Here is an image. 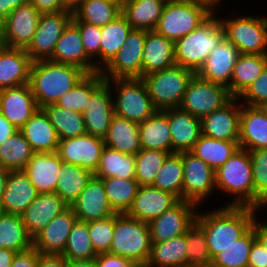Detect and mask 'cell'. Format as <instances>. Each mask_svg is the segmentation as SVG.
Here are the masks:
<instances>
[{
    "mask_svg": "<svg viewBox=\"0 0 267 267\" xmlns=\"http://www.w3.org/2000/svg\"><path fill=\"white\" fill-rule=\"evenodd\" d=\"M141 149H153L172 154V140L168 123V109L156 111L139 123Z\"/></svg>",
    "mask_w": 267,
    "mask_h": 267,
    "instance_id": "836d02e7",
    "label": "cell"
},
{
    "mask_svg": "<svg viewBox=\"0 0 267 267\" xmlns=\"http://www.w3.org/2000/svg\"><path fill=\"white\" fill-rule=\"evenodd\" d=\"M38 109L29 84L0 90V113L18 130Z\"/></svg>",
    "mask_w": 267,
    "mask_h": 267,
    "instance_id": "7402d4cb",
    "label": "cell"
},
{
    "mask_svg": "<svg viewBox=\"0 0 267 267\" xmlns=\"http://www.w3.org/2000/svg\"><path fill=\"white\" fill-rule=\"evenodd\" d=\"M215 186L217 191L233 195L232 201L226 206L254 208L252 163L248 150L238 148L221 167L215 170Z\"/></svg>",
    "mask_w": 267,
    "mask_h": 267,
    "instance_id": "277c9868",
    "label": "cell"
},
{
    "mask_svg": "<svg viewBox=\"0 0 267 267\" xmlns=\"http://www.w3.org/2000/svg\"><path fill=\"white\" fill-rule=\"evenodd\" d=\"M213 12L204 23L174 42L176 65L195 74L204 65L211 50L225 37L220 17Z\"/></svg>",
    "mask_w": 267,
    "mask_h": 267,
    "instance_id": "3957f363",
    "label": "cell"
},
{
    "mask_svg": "<svg viewBox=\"0 0 267 267\" xmlns=\"http://www.w3.org/2000/svg\"><path fill=\"white\" fill-rule=\"evenodd\" d=\"M70 207L77 220L82 222L102 220L116 214L108 202L102 180L95 176Z\"/></svg>",
    "mask_w": 267,
    "mask_h": 267,
    "instance_id": "44dd1931",
    "label": "cell"
},
{
    "mask_svg": "<svg viewBox=\"0 0 267 267\" xmlns=\"http://www.w3.org/2000/svg\"><path fill=\"white\" fill-rule=\"evenodd\" d=\"M104 143L106 147L124 154L136 155L141 150L139 123L114 114Z\"/></svg>",
    "mask_w": 267,
    "mask_h": 267,
    "instance_id": "d6a6232c",
    "label": "cell"
},
{
    "mask_svg": "<svg viewBox=\"0 0 267 267\" xmlns=\"http://www.w3.org/2000/svg\"><path fill=\"white\" fill-rule=\"evenodd\" d=\"M257 219L258 217L254 220V234L256 240L267 250V222H258Z\"/></svg>",
    "mask_w": 267,
    "mask_h": 267,
    "instance_id": "003e7915",
    "label": "cell"
},
{
    "mask_svg": "<svg viewBox=\"0 0 267 267\" xmlns=\"http://www.w3.org/2000/svg\"><path fill=\"white\" fill-rule=\"evenodd\" d=\"M48 115L59 139L73 138L86 134L82 113L60 108L54 104L42 108Z\"/></svg>",
    "mask_w": 267,
    "mask_h": 267,
    "instance_id": "7dc6e473",
    "label": "cell"
},
{
    "mask_svg": "<svg viewBox=\"0 0 267 267\" xmlns=\"http://www.w3.org/2000/svg\"><path fill=\"white\" fill-rule=\"evenodd\" d=\"M30 3L40 13H58L61 11H67L60 0H30Z\"/></svg>",
    "mask_w": 267,
    "mask_h": 267,
    "instance_id": "6125c7cd",
    "label": "cell"
},
{
    "mask_svg": "<svg viewBox=\"0 0 267 267\" xmlns=\"http://www.w3.org/2000/svg\"><path fill=\"white\" fill-rule=\"evenodd\" d=\"M37 267H67V260L62 255L39 254Z\"/></svg>",
    "mask_w": 267,
    "mask_h": 267,
    "instance_id": "be15d7a7",
    "label": "cell"
},
{
    "mask_svg": "<svg viewBox=\"0 0 267 267\" xmlns=\"http://www.w3.org/2000/svg\"><path fill=\"white\" fill-rule=\"evenodd\" d=\"M196 1H201L203 3H206L214 10V12H218V10L216 11V9H218V6H221L220 3L223 0H196Z\"/></svg>",
    "mask_w": 267,
    "mask_h": 267,
    "instance_id": "753ad0ef",
    "label": "cell"
},
{
    "mask_svg": "<svg viewBox=\"0 0 267 267\" xmlns=\"http://www.w3.org/2000/svg\"><path fill=\"white\" fill-rule=\"evenodd\" d=\"M232 98L227 87L194 74L187 85L179 108L202 119L222 108Z\"/></svg>",
    "mask_w": 267,
    "mask_h": 267,
    "instance_id": "30bf717a",
    "label": "cell"
},
{
    "mask_svg": "<svg viewBox=\"0 0 267 267\" xmlns=\"http://www.w3.org/2000/svg\"><path fill=\"white\" fill-rule=\"evenodd\" d=\"M48 60L78 66L86 73L100 72L95 67L94 61L86 54L79 28L72 20L63 30Z\"/></svg>",
    "mask_w": 267,
    "mask_h": 267,
    "instance_id": "ffe728a7",
    "label": "cell"
},
{
    "mask_svg": "<svg viewBox=\"0 0 267 267\" xmlns=\"http://www.w3.org/2000/svg\"><path fill=\"white\" fill-rule=\"evenodd\" d=\"M256 237L252 227L233 245L212 258L210 267H248L249 254Z\"/></svg>",
    "mask_w": 267,
    "mask_h": 267,
    "instance_id": "681fc988",
    "label": "cell"
},
{
    "mask_svg": "<svg viewBox=\"0 0 267 267\" xmlns=\"http://www.w3.org/2000/svg\"><path fill=\"white\" fill-rule=\"evenodd\" d=\"M240 51L224 37L208 55L204 65L196 73L200 78L223 85L230 93V80Z\"/></svg>",
    "mask_w": 267,
    "mask_h": 267,
    "instance_id": "ac0fdd59",
    "label": "cell"
},
{
    "mask_svg": "<svg viewBox=\"0 0 267 267\" xmlns=\"http://www.w3.org/2000/svg\"><path fill=\"white\" fill-rule=\"evenodd\" d=\"M186 234L163 242H151L145 267H187Z\"/></svg>",
    "mask_w": 267,
    "mask_h": 267,
    "instance_id": "d590c367",
    "label": "cell"
},
{
    "mask_svg": "<svg viewBox=\"0 0 267 267\" xmlns=\"http://www.w3.org/2000/svg\"><path fill=\"white\" fill-rule=\"evenodd\" d=\"M238 148L239 145L236 142L221 141L201 135L190 152L203 160L215 171L221 167Z\"/></svg>",
    "mask_w": 267,
    "mask_h": 267,
    "instance_id": "f6af8a7d",
    "label": "cell"
},
{
    "mask_svg": "<svg viewBox=\"0 0 267 267\" xmlns=\"http://www.w3.org/2000/svg\"><path fill=\"white\" fill-rule=\"evenodd\" d=\"M104 147V138L86 133L60 139L56 153L63 162L80 166L94 174Z\"/></svg>",
    "mask_w": 267,
    "mask_h": 267,
    "instance_id": "2e32d148",
    "label": "cell"
},
{
    "mask_svg": "<svg viewBox=\"0 0 267 267\" xmlns=\"http://www.w3.org/2000/svg\"><path fill=\"white\" fill-rule=\"evenodd\" d=\"M248 267H267V250L256 239L249 254Z\"/></svg>",
    "mask_w": 267,
    "mask_h": 267,
    "instance_id": "94428289",
    "label": "cell"
},
{
    "mask_svg": "<svg viewBox=\"0 0 267 267\" xmlns=\"http://www.w3.org/2000/svg\"><path fill=\"white\" fill-rule=\"evenodd\" d=\"M105 82L100 72L87 73L73 88L62 95L54 105L78 113L84 112L90 96Z\"/></svg>",
    "mask_w": 267,
    "mask_h": 267,
    "instance_id": "b9f144b4",
    "label": "cell"
},
{
    "mask_svg": "<svg viewBox=\"0 0 267 267\" xmlns=\"http://www.w3.org/2000/svg\"><path fill=\"white\" fill-rule=\"evenodd\" d=\"M33 246V239L27 233L19 214L0 211V249L22 252Z\"/></svg>",
    "mask_w": 267,
    "mask_h": 267,
    "instance_id": "ab89813d",
    "label": "cell"
},
{
    "mask_svg": "<svg viewBox=\"0 0 267 267\" xmlns=\"http://www.w3.org/2000/svg\"><path fill=\"white\" fill-rule=\"evenodd\" d=\"M183 185V162L182 152L170 154L163 166L157 173L153 187L166 191L174 195L178 200H182Z\"/></svg>",
    "mask_w": 267,
    "mask_h": 267,
    "instance_id": "c3c4849f",
    "label": "cell"
},
{
    "mask_svg": "<svg viewBox=\"0 0 267 267\" xmlns=\"http://www.w3.org/2000/svg\"><path fill=\"white\" fill-rule=\"evenodd\" d=\"M94 176L97 178H135V155H127L105 146Z\"/></svg>",
    "mask_w": 267,
    "mask_h": 267,
    "instance_id": "7bdbcfd3",
    "label": "cell"
},
{
    "mask_svg": "<svg viewBox=\"0 0 267 267\" xmlns=\"http://www.w3.org/2000/svg\"><path fill=\"white\" fill-rule=\"evenodd\" d=\"M114 115L111 86L105 81L91 96L82 112L87 134L104 138Z\"/></svg>",
    "mask_w": 267,
    "mask_h": 267,
    "instance_id": "d6986e66",
    "label": "cell"
},
{
    "mask_svg": "<svg viewBox=\"0 0 267 267\" xmlns=\"http://www.w3.org/2000/svg\"><path fill=\"white\" fill-rule=\"evenodd\" d=\"M97 267H141L135 261L111 253H99L95 257Z\"/></svg>",
    "mask_w": 267,
    "mask_h": 267,
    "instance_id": "680465c9",
    "label": "cell"
},
{
    "mask_svg": "<svg viewBox=\"0 0 267 267\" xmlns=\"http://www.w3.org/2000/svg\"><path fill=\"white\" fill-rule=\"evenodd\" d=\"M122 12L119 3L108 0H82L72 12L73 22H86L102 27L114 20Z\"/></svg>",
    "mask_w": 267,
    "mask_h": 267,
    "instance_id": "60d3db41",
    "label": "cell"
},
{
    "mask_svg": "<svg viewBox=\"0 0 267 267\" xmlns=\"http://www.w3.org/2000/svg\"><path fill=\"white\" fill-rule=\"evenodd\" d=\"M175 64L174 41L158 34L155 30L146 31L142 55V77Z\"/></svg>",
    "mask_w": 267,
    "mask_h": 267,
    "instance_id": "f546056e",
    "label": "cell"
},
{
    "mask_svg": "<svg viewBox=\"0 0 267 267\" xmlns=\"http://www.w3.org/2000/svg\"><path fill=\"white\" fill-rule=\"evenodd\" d=\"M133 28L121 13L114 20L101 27L100 71L113 59L125 44Z\"/></svg>",
    "mask_w": 267,
    "mask_h": 267,
    "instance_id": "f35d334b",
    "label": "cell"
},
{
    "mask_svg": "<svg viewBox=\"0 0 267 267\" xmlns=\"http://www.w3.org/2000/svg\"><path fill=\"white\" fill-rule=\"evenodd\" d=\"M40 15L31 3L15 8L0 23V45L26 50L33 40Z\"/></svg>",
    "mask_w": 267,
    "mask_h": 267,
    "instance_id": "4fadbf2b",
    "label": "cell"
},
{
    "mask_svg": "<svg viewBox=\"0 0 267 267\" xmlns=\"http://www.w3.org/2000/svg\"><path fill=\"white\" fill-rule=\"evenodd\" d=\"M39 254L40 252L33 246L28 250L17 252L11 267H37Z\"/></svg>",
    "mask_w": 267,
    "mask_h": 267,
    "instance_id": "91938a15",
    "label": "cell"
},
{
    "mask_svg": "<svg viewBox=\"0 0 267 267\" xmlns=\"http://www.w3.org/2000/svg\"><path fill=\"white\" fill-rule=\"evenodd\" d=\"M197 207L192 202L179 200L169 210L150 221L151 242H163L186 234L196 220Z\"/></svg>",
    "mask_w": 267,
    "mask_h": 267,
    "instance_id": "9a60e30c",
    "label": "cell"
},
{
    "mask_svg": "<svg viewBox=\"0 0 267 267\" xmlns=\"http://www.w3.org/2000/svg\"><path fill=\"white\" fill-rule=\"evenodd\" d=\"M145 40V30L132 29L125 44L100 71L103 78H142V55Z\"/></svg>",
    "mask_w": 267,
    "mask_h": 267,
    "instance_id": "7c38bea8",
    "label": "cell"
},
{
    "mask_svg": "<svg viewBox=\"0 0 267 267\" xmlns=\"http://www.w3.org/2000/svg\"><path fill=\"white\" fill-rule=\"evenodd\" d=\"M105 81L109 86L115 85L113 89L111 87L112 92L115 91L117 94L116 96L112 93L114 114L140 123L157 111L142 78H117Z\"/></svg>",
    "mask_w": 267,
    "mask_h": 267,
    "instance_id": "ba28073f",
    "label": "cell"
},
{
    "mask_svg": "<svg viewBox=\"0 0 267 267\" xmlns=\"http://www.w3.org/2000/svg\"><path fill=\"white\" fill-rule=\"evenodd\" d=\"M105 188L108 202L115 213L126 214L139 188L135 178H100Z\"/></svg>",
    "mask_w": 267,
    "mask_h": 267,
    "instance_id": "ee69618b",
    "label": "cell"
},
{
    "mask_svg": "<svg viewBox=\"0 0 267 267\" xmlns=\"http://www.w3.org/2000/svg\"><path fill=\"white\" fill-rule=\"evenodd\" d=\"M32 62L24 49L0 45V90L29 84Z\"/></svg>",
    "mask_w": 267,
    "mask_h": 267,
    "instance_id": "83f0119b",
    "label": "cell"
},
{
    "mask_svg": "<svg viewBox=\"0 0 267 267\" xmlns=\"http://www.w3.org/2000/svg\"><path fill=\"white\" fill-rule=\"evenodd\" d=\"M187 267H210V256L203 228L196 222L186 231Z\"/></svg>",
    "mask_w": 267,
    "mask_h": 267,
    "instance_id": "f5cc1de1",
    "label": "cell"
},
{
    "mask_svg": "<svg viewBox=\"0 0 267 267\" xmlns=\"http://www.w3.org/2000/svg\"><path fill=\"white\" fill-rule=\"evenodd\" d=\"M72 20V12L41 13L33 40L25 50L32 61L48 60L63 30Z\"/></svg>",
    "mask_w": 267,
    "mask_h": 267,
    "instance_id": "5bb4252c",
    "label": "cell"
},
{
    "mask_svg": "<svg viewBox=\"0 0 267 267\" xmlns=\"http://www.w3.org/2000/svg\"><path fill=\"white\" fill-rule=\"evenodd\" d=\"M76 221L77 217L72 208L68 207L33 238V247L40 254L61 255Z\"/></svg>",
    "mask_w": 267,
    "mask_h": 267,
    "instance_id": "d4e9b609",
    "label": "cell"
},
{
    "mask_svg": "<svg viewBox=\"0 0 267 267\" xmlns=\"http://www.w3.org/2000/svg\"><path fill=\"white\" fill-rule=\"evenodd\" d=\"M182 162V200L200 207L216 191L215 171L190 151L182 152Z\"/></svg>",
    "mask_w": 267,
    "mask_h": 267,
    "instance_id": "8fae6325",
    "label": "cell"
},
{
    "mask_svg": "<svg viewBox=\"0 0 267 267\" xmlns=\"http://www.w3.org/2000/svg\"><path fill=\"white\" fill-rule=\"evenodd\" d=\"M55 193L70 207L85 189L94 174L67 162L61 163Z\"/></svg>",
    "mask_w": 267,
    "mask_h": 267,
    "instance_id": "74e56055",
    "label": "cell"
},
{
    "mask_svg": "<svg viewBox=\"0 0 267 267\" xmlns=\"http://www.w3.org/2000/svg\"><path fill=\"white\" fill-rule=\"evenodd\" d=\"M30 3V0H0V23L19 6Z\"/></svg>",
    "mask_w": 267,
    "mask_h": 267,
    "instance_id": "e7e4bbea",
    "label": "cell"
},
{
    "mask_svg": "<svg viewBox=\"0 0 267 267\" xmlns=\"http://www.w3.org/2000/svg\"><path fill=\"white\" fill-rule=\"evenodd\" d=\"M19 131L0 113V144Z\"/></svg>",
    "mask_w": 267,
    "mask_h": 267,
    "instance_id": "03108f58",
    "label": "cell"
},
{
    "mask_svg": "<svg viewBox=\"0 0 267 267\" xmlns=\"http://www.w3.org/2000/svg\"><path fill=\"white\" fill-rule=\"evenodd\" d=\"M165 2L182 1V0H164Z\"/></svg>",
    "mask_w": 267,
    "mask_h": 267,
    "instance_id": "b9fcfbb0",
    "label": "cell"
},
{
    "mask_svg": "<svg viewBox=\"0 0 267 267\" xmlns=\"http://www.w3.org/2000/svg\"><path fill=\"white\" fill-rule=\"evenodd\" d=\"M16 252L0 249V267H11Z\"/></svg>",
    "mask_w": 267,
    "mask_h": 267,
    "instance_id": "a7ac6f4b",
    "label": "cell"
},
{
    "mask_svg": "<svg viewBox=\"0 0 267 267\" xmlns=\"http://www.w3.org/2000/svg\"><path fill=\"white\" fill-rule=\"evenodd\" d=\"M63 7L70 12H73L82 0H60Z\"/></svg>",
    "mask_w": 267,
    "mask_h": 267,
    "instance_id": "8c879c8a",
    "label": "cell"
},
{
    "mask_svg": "<svg viewBox=\"0 0 267 267\" xmlns=\"http://www.w3.org/2000/svg\"><path fill=\"white\" fill-rule=\"evenodd\" d=\"M239 148H267V118L258 107L241 104Z\"/></svg>",
    "mask_w": 267,
    "mask_h": 267,
    "instance_id": "4dcf8cb0",
    "label": "cell"
},
{
    "mask_svg": "<svg viewBox=\"0 0 267 267\" xmlns=\"http://www.w3.org/2000/svg\"><path fill=\"white\" fill-rule=\"evenodd\" d=\"M86 74L80 67L72 64L56 63L50 60L33 61L29 86L39 109L55 104Z\"/></svg>",
    "mask_w": 267,
    "mask_h": 267,
    "instance_id": "7a4b0ae2",
    "label": "cell"
},
{
    "mask_svg": "<svg viewBox=\"0 0 267 267\" xmlns=\"http://www.w3.org/2000/svg\"><path fill=\"white\" fill-rule=\"evenodd\" d=\"M238 99L241 104L251 107H258L267 102V65L259 77L248 86Z\"/></svg>",
    "mask_w": 267,
    "mask_h": 267,
    "instance_id": "6f0895ef",
    "label": "cell"
},
{
    "mask_svg": "<svg viewBox=\"0 0 267 267\" xmlns=\"http://www.w3.org/2000/svg\"><path fill=\"white\" fill-rule=\"evenodd\" d=\"M38 195L39 192L23 170L9 171L0 211L21 215Z\"/></svg>",
    "mask_w": 267,
    "mask_h": 267,
    "instance_id": "484cf974",
    "label": "cell"
},
{
    "mask_svg": "<svg viewBox=\"0 0 267 267\" xmlns=\"http://www.w3.org/2000/svg\"><path fill=\"white\" fill-rule=\"evenodd\" d=\"M225 37L241 54L267 55V16L222 19Z\"/></svg>",
    "mask_w": 267,
    "mask_h": 267,
    "instance_id": "9c48e42d",
    "label": "cell"
},
{
    "mask_svg": "<svg viewBox=\"0 0 267 267\" xmlns=\"http://www.w3.org/2000/svg\"><path fill=\"white\" fill-rule=\"evenodd\" d=\"M108 1L119 3L122 6L124 0H108Z\"/></svg>",
    "mask_w": 267,
    "mask_h": 267,
    "instance_id": "2a66077c",
    "label": "cell"
},
{
    "mask_svg": "<svg viewBox=\"0 0 267 267\" xmlns=\"http://www.w3.org/2000/svg\"><path fill=\"white\" fill-rule=\"evenodd\" d=\"M35 152L20 131L0 144V166L9 171L23 170Z\"/></svg>",
    "mask_w": 267,
    "mask_h": 267,
    "instance_id": "bcb514c9",
    "label": "cell"
},
{
    "mask_svg": "<svg viewBox=\"0 0 267 267\" xmlns=\"http://www.w3.org/2000/svg\"><path fill=\"white\" fill-rule=\"evenodd\" d=\"M67 267H97L95 258L89 260L67 261Z\"/></svg>",
    "mask_w": 267,
    "mask_h": 267,
    "instance_id": "89a4df30",
    "label": "cell"
},
{
    "mask_svg": "<svg viewBox=\"0 0 267 267\" xmlns=\"http://www.w3.org/2000/svg\"><path fill=\"white\" fill-rule=\"evenodd\" d=\"M164 0H124L122 14L133 29L155 30L164 5Z\"/></svg>",
    "mask_w": 267,
    "mask_h": 267,
    "instance_id": "e575fe53",
    "label": "cell"
},
{
    "mask_svg": "<svg viewBox=\"0 0 267 267\" xmlns=\"http://www.w3.org/2000/svg\"><path fill=\"white\" fill-rule=\"evenodd\" d=\"M258 209L247 206H224L197 212L196 222L203 228L210 256L226 250L253 225Z\"/></svg>",
    "mask_w": 267,
    "mask_h": 267,
    "instance_id": "6da1fadb",
    "label": "cell"
},
{
    "mask_svg": "<svg viewBox=\"0 0 267 267\" xmlns=\"http://www.w3.org/2000/svg\"><path fill=\"white\" fill-rule=\"evenodd\" d=\"M172 154L189 152L202 135L201 119L180 108L168 109Z\"/></svg>",
    "mask_w": 267,
    "mask_h": 267,
    "instance_id": "4316f807",
    "label": "cell"
},
{
    "mask_svg": "<svg viewBox=\"0 0 267 267\" xmlns=\"http://www.w3.org/2000/svg\"><path fill=\"white\" fill-rule=\"evenodd\" d=\"M67 261L89 260L98 254L89 237L88 222L76 221L69 233L66 247L61 254Z\"/></svg>",
    "mask_w": 267,
    "mask_h": 267,
    "instance_id": "f907efd6",
    "label": "cell"
},
{
    "mask_svg": "<svg viewBox=\"0 0 267 267\" xmlns=\"http://www.w3.org/2000/svg\"><path fill=\"white\" fill-rule=\"evenodd\" d=\"M61 163L56 152L34 153L23 171L39 193H54Z\"/></svg>",
    "mask_w": 267,
    "mask_h": 267,
    "instance_id": "f1b7e54d",
    "label": "cell"
},
{
    "mask_svg": "<svg viewBox=\"0 0 267 267\" xmlns=\"http://www.w3.org/2000/svg\"><path fill=\"white\" fill-rule=\"evenodd\" d=\"M88 231L95 252H109L114 234V215L102 220L89 221Z\"/></svg>",
    "mask_w": 267,
    "mask_h": 267,
    "instance_id": "11a10c76",
    "label": "cell"
},
{
    "mask_svg": "<svg viewBox=\"0 0 267 267\" xmlns=\"http://www.w3.org/2000/svg\"><path fill=\"white\" fill-rule=\"evenodd\" d=\"M69 206L57 193H39L21 214L27 233L33 239Z\"/></svg>",
    "mask_w": 267,
    "mask_h": 267,
    "instance_id": "603a6c76",
    "label": "cell"
},
{
    "mask_svg": "<svg viewBox=\"0 0 267 267\" xmlns=\"http://www.w3.org/2000/svg\"><path fill=\"white\" fill-rule=\"evenodd\" d=\"M19 131L35 153L56 152L60 139L43 109H38Z\"/></svg>",
    "mask_w": 267,
    "mask_h": 267,
    "instance_id": "1f68e13d",
    "label": "cell"
},
{
    "mask_svg": "<svg viewBox=\"0 0 267 267\" xmlns=\"http://www.w3.org/2000/svg\"><path fill=\"white\" fill-rule=\"evenodd\" d=\"M195 73L179 65L142 77L157 111L179 108L187 85Z\"/></svg>",
    "mask_w": 267,
    "mask_h": 267,
    "instance_id": "52a82bcc",
    "label": "cell"
},
{
    "mask_svg": "<svg viewBox=\"0 0 267 267\" xmlns=\"http://www.w3.org/2000/svg\"><path fill=\"white\" fill-rule=\"evenodd\" d=\"M8 175H9V170L4 169L3 167L0 166V202H1V199L4 193L5 184H6Z\"/></svg>",
    "mask_w": 267,
    "mask_h": 267,
    "instance_id": "2644e50d",
    "label": "cell"
},
{
    "mask_svg": "<svg viewBox=\"0 0 267 267\" xmlns=\"http://www.w3.org/2000/svg\"><path fill=\"white\" fill-rule=\"evenodd\" d=\"M267 55L240 54L230 80V95L238 98L262 73Z\"/></svg>",
    "mask_w": 267,
    "mask_h": 267,
    "instance_id": "8d00e7d4",
    "label": "cell"
},
{
    "mask_svg": "<svg viewBox=\"0 0 267 267\" xmlns=\"http://www.w3.org/2000/svg\"><path fill=\"white\" fill-rule=\"evenodd\" d=\"M262 207H263L264 209L267 210V199H266L265 201L262 202L260 208L262 209ZM266 213H267V212H266Z\"/></svg>",
    "mask_w": 267,
    "mask_h": 267,
    "instance_id": "11e5206c",
    "label": "cell"
},
{
    "mask_svg": "<svg viewBox=\"0 0 267 267\" xmlns=\"http://www.w3.org/2000/svg\"><path fill=\"white\" fill-rule=\"evenodd\" d=\"M170 154L160 150L141 149L135 155V179L139 186L153 185L158 171Z\"/></svg>",
    "mask_w": 267,
    "mask_h": 267,
    "instance_id": "816d5d0a",
    "label": "cell"
},
{
    "mask_svg": "<svg viewBox=\"0 0 267 267\" xmlns=\"http://www.w3.org/2000/svg\"><path fill=\"white\" fill-rule=\"evenodd\" d=\"M179 200L169 192L152 185L139 186L133 203L126 215L149 223L174 206Z\"/></svg>",
    "mask_w": 267,
    "mask_h": 267,
    "instance_id": "cb8c5ba5",
    "label": "cell"
},
{
    "mask_svg": "<svg viewBox=\"0 0 267 267\" xmlns=\"http://www.w3.org/2000/svg\"><path fill=\"white\" fill-rule=\"evenodd\" d=\"M232 98L222 108L201 119L202 135L239 145L241 102Z\"/></svg>",
    "mask_w": 267,
    "mask_h": 267,
    "instance_id": "e0dca14e",
    "label": "cell"
},
{
    "mask_svg": "<svg viewBox=\"0 0 267 267\" xmlns=\"http://www.w3.org/2000/svg\"><path fill=\"white\" fill-rule=\"evenodd\" d=\"M108 253L131 259L145 267L151 253L148 223L126 214H114V234Z\"/></svg>",
    "mask_w": 267,
    "mask_h": 267,
    "instance_id": "5b68a950",
    "label": "cell"
},
{
    "mask_svg": "<svg viewBox=\"0 0 267 267\" xmlns=\"http://www.w3.org/2000/svg\"><path fill=\"white\" fill-rule=\"evenodd\" d=\"M80 31L86 54L94 61L95 67L100 71V44L101 27L86 22H74ZM98 60V61H97Z\"/></svg>",
    "mask_w": 267,
    "mask_h": 267,
    "instance_id": "9f6ffc18",
    "label": "cell"
},
{
    "mask_svg": "<svg viewBox=\"0 0 267 267\" xmlns=\"http://www.w3.org/2000/svg\"><path fill=\"white\" fill-rule=\"evenodd\" d=\"M252 163V178L254 186V208L260 211V206L267 199V148L249 151Z\"/></svg>",
    "mask_w": 267,
    "mask_h": 267,
    "instance_id": "db71d44e",
    "label": "cell"
},
{
    "mask_svg": "<svg viewBox=\"0 0 267 267\" xmlns=\"http://www.w3.org/2000/svg\"><path fill=\"white\" fill-rule=\"evenodd\" d=\"M213 12L201 1L166 2L155 31L175 42L197 29Z\"/></svg>",
    "mask_w": 267,
    "mask_h": 267,
    "instance_id": "8992f818",
    "label": "cell"
},
{
    "mask_svg": "<svg viewBox=\"0 0 267 267\" xmlns=\"http://www.w3.org/2000/svg\"><path fill=\"white\" fill-rule=\"evenodd\" d=\"M258 108L262 111L264 116L267 118V102L260 104Z\"/></svg>",
    "mask_w": 267,
    "mask_h": 267,
    "instance_id": "34e18365",
    "label": "cell"
}]
</instances>
